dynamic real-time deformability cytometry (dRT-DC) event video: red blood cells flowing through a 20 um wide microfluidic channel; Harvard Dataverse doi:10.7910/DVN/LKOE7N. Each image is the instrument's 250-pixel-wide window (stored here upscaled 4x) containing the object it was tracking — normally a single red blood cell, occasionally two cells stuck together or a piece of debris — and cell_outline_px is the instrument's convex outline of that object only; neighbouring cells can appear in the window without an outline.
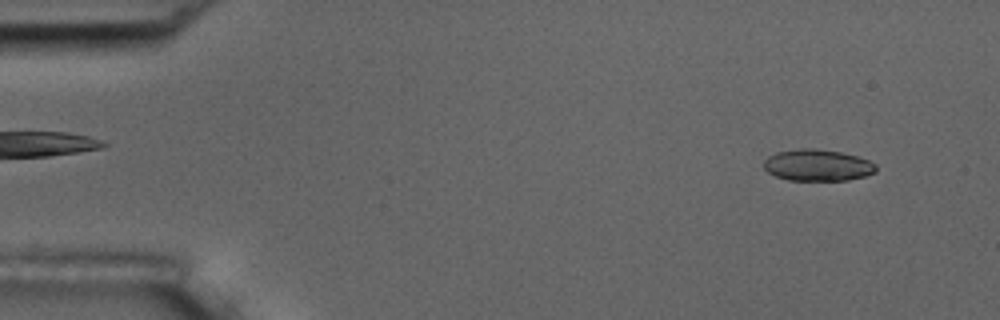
{"species": "common noctule bat (a hibernating species)", "species_latin": "Nyctalus noctula", "temperature_condition": "room temperature", "stored_images_in_passage": 8, "camera_frame_rate_fps": 3000, "um_per_image_px": 0.085, "animal": {"sex": "male", "body_mass_g": 17.5, "forearm_length_mm": 52.3}, "frame": {"image": 1, "passage_image": 1, "time_ms": 0.0, "image_size_px": [1000, 320], "cell_outline_px": [[876, 172], [864, 176], [848, 180], [788, 180], [776, 176], [768, 172], [764, 168], [764, 160], [768, 156], [776, 152], [800, 148], [816, 148], [840, 152], [856, 156], [868, 160], [876, 164]], "centroid_in_image_um": [69.48, 14.04], "position_along_channel_um": 15.5, "area_um2": 20.63}}
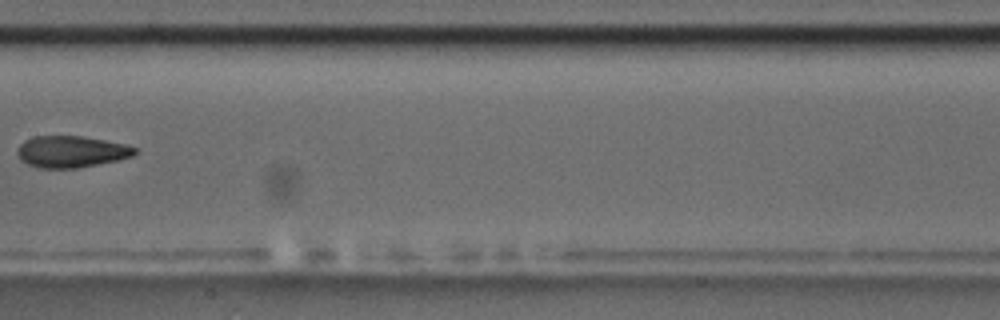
{"frame": {"image": 2, "passage_image": 7, "time_ms": 8.0, "image_size_px": [1000, 320], "cell_outline_px": [[136, 152], [132, 156], [116, 160], [80, 168], [40, 168], [28, 164], [20, 160], [16, 152], [16, 148], [24, 140], [32, 136], [84, 136], [124, 144], [136, 148]], "centroid_in_image_um": [6.0, 12.89], "position_along_channel_um": 201.4, "area_um2": 21.68}}
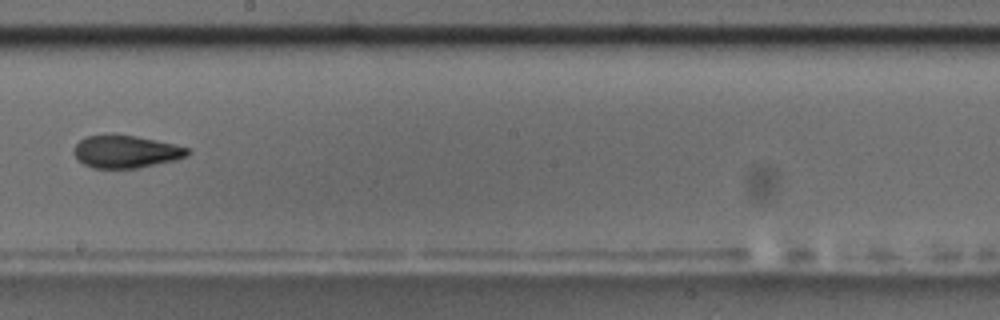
{"frame": {"image": 3, "passage_image": 8, "time_ms": 9.0, "image_size_px": [1000, 320], "cell_outline_px": [[192, 152], [188, 156], [176, 160], [136, 168], [92, 168], [84, 164], [72, 152], [72, 148], [80, 140], [88, 136], [136, 136], [156, 140], [188, 148]], "centroid_in_image_um": [10.72, 12.91], "position_along_channel_um": 237.5, "area_um2": 21.21}}